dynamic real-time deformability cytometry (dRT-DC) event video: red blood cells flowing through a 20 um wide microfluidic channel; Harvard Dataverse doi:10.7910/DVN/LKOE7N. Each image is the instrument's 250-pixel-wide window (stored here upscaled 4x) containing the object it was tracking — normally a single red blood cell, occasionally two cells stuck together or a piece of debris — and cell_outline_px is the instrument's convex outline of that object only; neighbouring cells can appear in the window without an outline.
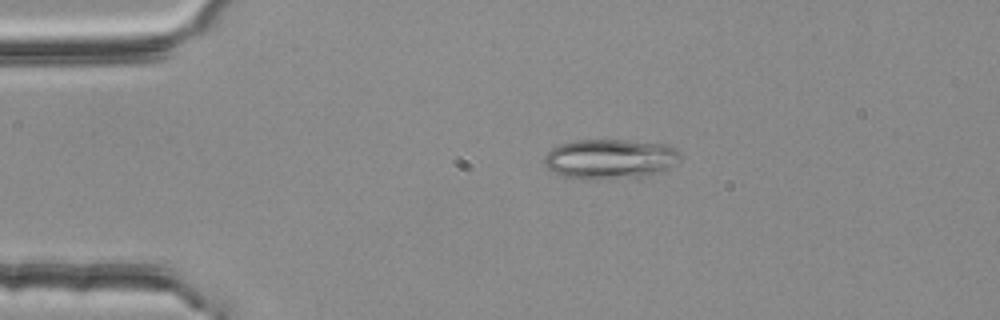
{"species": "common noctule bat (a hibernating species)", "species_latin": "Nyctalus noctula", "temperature_condition": "room temperature", "stored_images_in_passage": 44, "camera_frame_rate_fps": 3000, "um_per_image_px": 0.085, "animal": {"sex": "female", "body_mass_g": 25.1}, "frame": {"image": 1, "passage_image": 1, "time_ms": 0.0, "image_size_px": [1000, 320], "cell_outline_px": [[680, 160], [664, 172], [644, 176], [596, 180], [584, 180], [560, 176], [548, 168], [544, 164], [544, 156], [552, 148], [560, 144], [576, 140], [628, 140], [668, 144], [676, 148], [680, 152]], "centroid_in_image_um": [51.88, 13.52], "position_along_channel_um": 33.1, "area_um2": 32.19}}
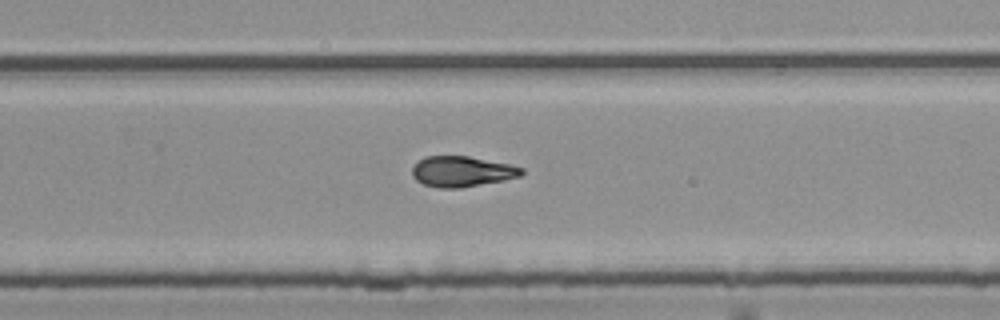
{"frame": {"image": 2, "passage_image": 25, "time_ms": 8.0, "image_size_px": [1000, 320], "cell_outline_px": [[524, 172], [520, 176], [504, 180], [460, 188], [440, 188], [424, 184], [416, 180], [412, 176], [412, 168], [424, 156], [468, 156], [508, 164], [524, 168]], "centroid_in_image_um": [39.26, 14.58], "position_along_channel_um": 290.5, "area_um2": 19.36}}
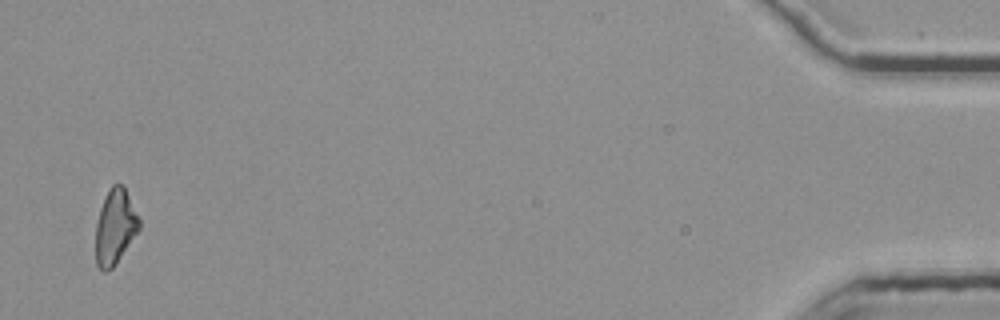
{"frame": {"image": 3, "passage_image": 43, "time_ms": 14.0, "image_size_px": [1000, 320], "cell_outline_px": [[140, 228], [116, 264], [108, 272], [104, 272], [96, 264], [96, 224], [100, 208], [104, 196], [112, 184], [124, 184], [140, 220]], "centroid_in_image_um": [9.78, 19.27], "position_along_channel_um": 425.4, "area_um2": 19.13}, "authors_computed_cell_mechanics": {"area_um2": 19.3919, "velocity_mm_per_s": 3.7793, "shape_relaxation_time_tau1_ms": 7.4756, "shape_relaxation_time_tau2_ms": 2.8305, "deformation_change_tau1": 0.1913, "deformation_change_tau2": 0.0875}}